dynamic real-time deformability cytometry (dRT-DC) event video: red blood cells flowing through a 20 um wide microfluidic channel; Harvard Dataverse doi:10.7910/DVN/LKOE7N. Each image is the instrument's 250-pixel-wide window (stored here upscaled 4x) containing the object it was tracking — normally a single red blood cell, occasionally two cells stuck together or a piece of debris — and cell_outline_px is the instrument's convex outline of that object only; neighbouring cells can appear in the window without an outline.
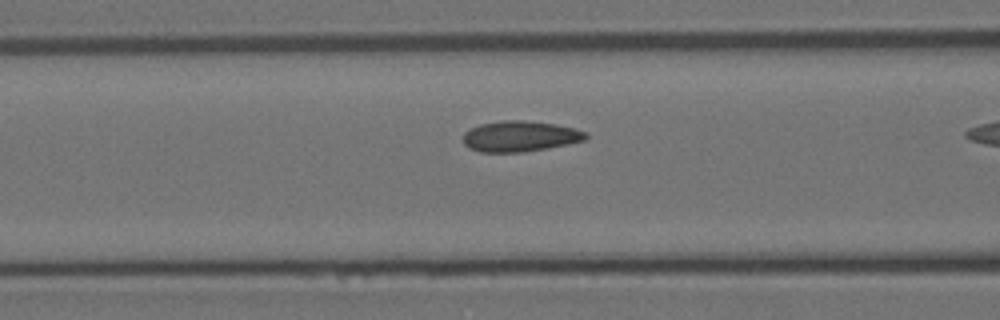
{"species": "Egyptian fruit bat (a non-hibernating species)", "species_latin": "Rousettus aegyptiacus", "temperature_condition": "room temperature", "stored_images_in_passage": 39, "camera_frame_rate_fps": 3000, "um_per_image_px": 0.085, "animal": {"sex": "female"}, "frame": {"image": 1, "passage_image": 17, "time_ms": 5.333, "image_size_px": [1000, 320], "cell_outline_px": [[588, 136], [584, 140], [568, 144], [548, 148], [524, 152], [480, 152], [468, 148], [464, 144], [464, 132], [480, 124], [504, 120], [524, 120], [556, 124], [576, 128], [584, 132]], "centroid_in_image_um": [44.2, 11.59], "position_along_channel_um": 122.4, "area_um2": 21.96}}
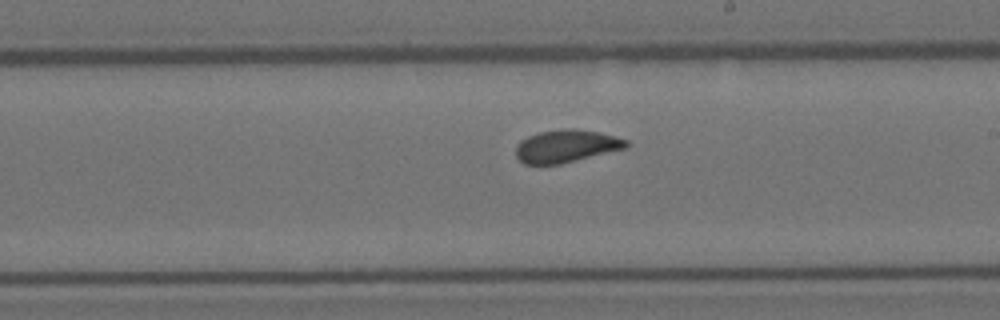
{"frame": {"image": 2, "passage_image": 27, "time_ms": 8.667, "image_size_px": [1000, 320], "cell_outline_px": [[628, 148], [560, 164], [524, 164], [516, 156], [516, 144], [520, 140], [528, 136], [540, 132], [564, 128], [576, 128], [600, 132], [616, 136], [628, 140]], "centroid_in_image_um": [48.15, 12.41], "position_along_channel_um": 240.8, "area_um2": 21.21}}
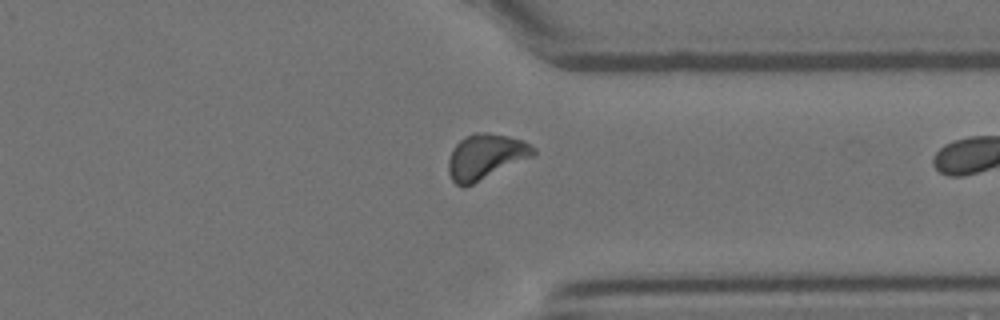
{"frame": {"image": 3, "passage_image": 38, "time_ms": 12.333, "image_size_px": [1000, 320], "cell_outline_px": [[536, 156], [464, 188], [456, 184], [452, 180], [448, 172], [448, 160], [452, 148], [464, 136], [476, 132], [488, 132], [508, 136], [524, 140], [536, 148]], "centroid_in_image_um": [41.3, 13.32], "position_along_channel_um": 370.1, "area_um2": 22.95}}